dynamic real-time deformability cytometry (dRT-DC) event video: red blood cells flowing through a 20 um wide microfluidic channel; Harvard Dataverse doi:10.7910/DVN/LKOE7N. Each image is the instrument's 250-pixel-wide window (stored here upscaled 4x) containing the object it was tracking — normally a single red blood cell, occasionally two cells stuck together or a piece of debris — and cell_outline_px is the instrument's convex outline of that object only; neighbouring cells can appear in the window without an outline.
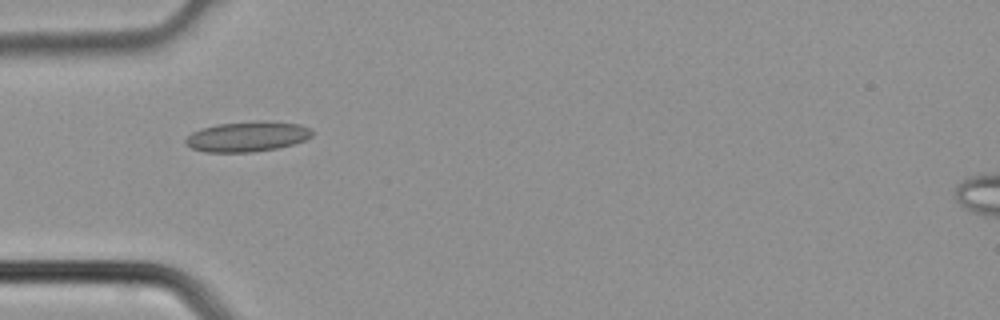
{"species": "common noctule bat (a hibernating species)", "species_latin": "Nyctalus noctula", "temperature_condition": "cold", "stored_images_in_passage": 3, "camera_frame_rate_fps": 3000, "um_per_image_px": 0.085, "animal": {"sex": "male", "body_mass_g": 21.5, "forearm_length_mm": 52.0}, "frame": {"image": 1, "passage_image": 3, "time_ms": 0.667, "image_size_px": [1000, 320], "cell_outline_px": [[312, 136], [304, 140], [292, 144], [276, 148], [252, 152], [204, 152], [192, 148], [184, 144], [184, 140], [192, 132], [200, 128], [220, 124], [300, 124], [312, 128]], "centroid_in_image_um": [20.95, 11.66], "position_along_channel_um": 64.1, "area_um2": 21.15}}